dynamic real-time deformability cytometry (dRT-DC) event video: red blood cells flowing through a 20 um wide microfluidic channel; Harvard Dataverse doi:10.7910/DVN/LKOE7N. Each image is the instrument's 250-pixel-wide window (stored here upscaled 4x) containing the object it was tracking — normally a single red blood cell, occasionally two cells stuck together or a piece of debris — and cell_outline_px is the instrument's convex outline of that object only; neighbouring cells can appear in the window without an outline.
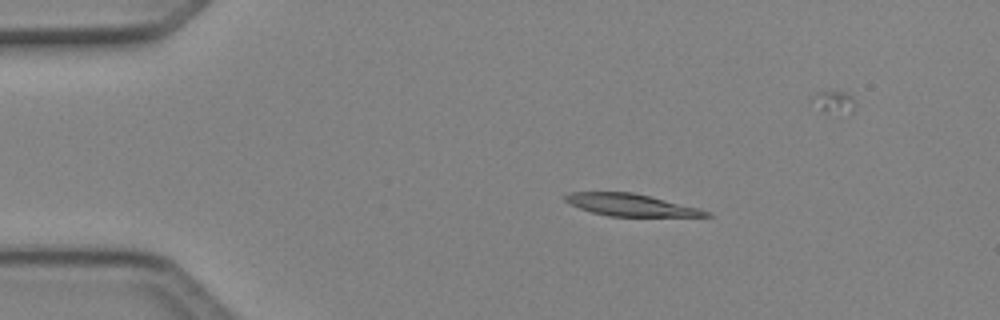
{"species": "Egyptian fruit bat (a non-hibernating species)", "species_latin": "Rousettus aegyptiacus", "temperature_condition": "cold", "stored_images_in_passage": 6, "camera_frame_rate_fps": 3000, "um_per_image_px": 0.085, "animal": {"sex": "female"}, "frame": {"image": 1, "passage_image": 3, "time_ms": 0.667, "image_size_px": [1000, 320], "cell_outline_px": [[712, 216], [608, 216], [592, 212], [580, 208], [564, 200], [564, 196], [568, 192], [632, 192], [700, 208], [712, 212]], "centroid_in_image_um": [53.63, 17.42], "position_along_channel_um": 31.4, "area_um2": 17.98}}
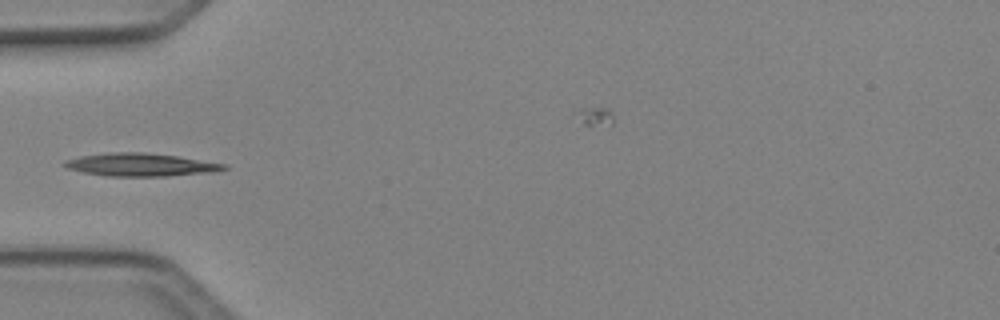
{"frame": {"image": 2, "passage_image": 5, "time_ms": 1.333, "image_size_px": [1000, 320], "cell_outline_px": [[228, 168], [216, 172], [168, 176], [108, 176], [84, 172], [68, 168], [64, 164], [64, 160], [80, 156], [108, 152], [144, 152], [176, 156], [224, 164]], "centroid_in_image_um": [11.95, 14.0], "position_along_channel_um": 73.0, "area_um2": 21.15}}